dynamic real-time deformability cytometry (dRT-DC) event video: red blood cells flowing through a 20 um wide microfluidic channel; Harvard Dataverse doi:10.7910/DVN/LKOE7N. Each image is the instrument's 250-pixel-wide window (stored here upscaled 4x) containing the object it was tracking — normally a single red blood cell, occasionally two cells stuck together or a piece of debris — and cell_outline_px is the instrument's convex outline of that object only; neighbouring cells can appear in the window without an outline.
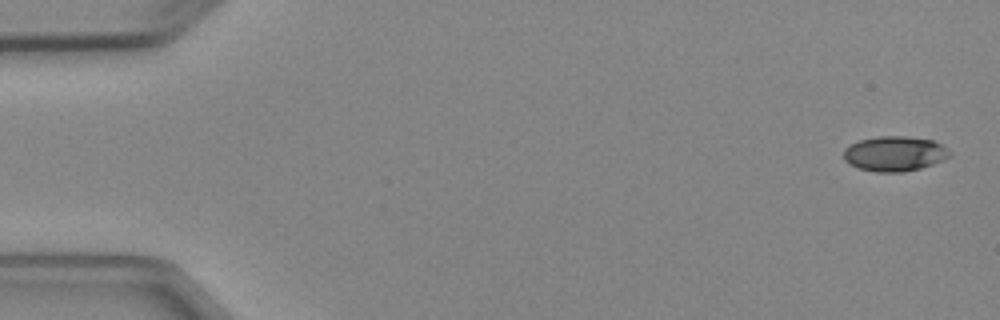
{"species": "Egyptian fruit bat (a non-hibernating species)", "species_latin": "Rousettus aegyptiacus", "temperature_condition": "cold", "stored_images_in_passage": 6, "segment_of_instrument_passage": [2, 2], "camera_frame_rate_fps": 3000, "um_per_image_px": 0.085, "animal": {"sex": "female"}, "frame": {"image": 1, "passage_image": 6, "time_ms": 6.0, "image_size_px": [1000, 320], "cell_outline_px": [[952, 156], [944, 160], [920, 168], [904, 172], [876, 172], [860, 168], [848, 164], [844, 160], [844, 148], [860, 140], [880, 136], [904, 136], [932, 140], [940, 144], [952, 152]], "centroid_in_image_um": [76.06, 13.07], "position_along_channel_um": 8.9, "area_um2": 21.62}}